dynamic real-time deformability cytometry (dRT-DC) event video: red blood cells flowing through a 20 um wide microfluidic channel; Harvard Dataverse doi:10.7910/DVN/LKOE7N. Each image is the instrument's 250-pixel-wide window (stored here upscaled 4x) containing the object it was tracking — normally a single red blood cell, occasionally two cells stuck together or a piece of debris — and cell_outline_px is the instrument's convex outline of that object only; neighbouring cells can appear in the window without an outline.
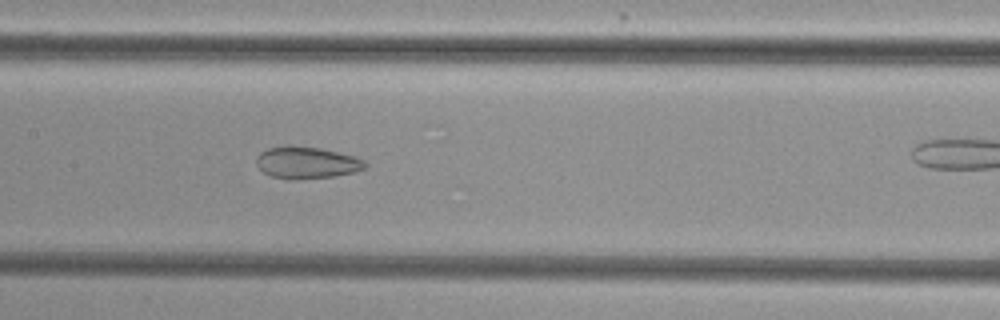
{"species": "common noctule bat (a hibernating species)", "species_latin": "Nyctalus noctula", "temperature_condition": "cold", "stored_images_in_passage": 39, "camera_frame_rate_fps": 3000, "um_per_image_px": 0.085, "animal": {"sex": "female", "body_mass_g": 29.2, "forearm_length_mm": 56.3}, "frame": {"image": 1, "passage_image": 22, "time_ms": 7.0, "image_size_px": [1000, 320], "cell_outline_px": [[368, 164], [364, 168], [352, 172], [332, 176], [292, 180], [272, 176], [264, 172], [256, 164], [256, 156], [260, 152], [268, 148], [288, 144], [320, 148], [356, 156], [364, 160]], "centroid_in_image_um": [26.04, 13.8], "position_along_channel_um": 181.4, "area_um2": 20.29}}
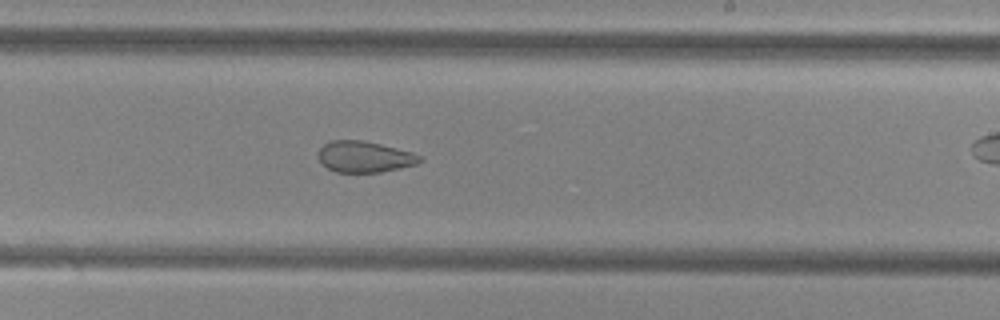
{"frame": {"image": 2, "passage_image": 28, "time_ms": 9.0, "image_size_px": [1000, 320], "cell_outline_px": [[424, 160], [416, 164], [400, 168], [380, 172], [336, 172], [328, 168], [320, 160], [320, 148], [324, 144], [332, 140], [360, 140], [380, 144], [412, 152], [420, 156]], "centroid_in_image_um": [31.01, 13.33], "position_along_channel_um": 258.0, "area_um2": 18.15}}
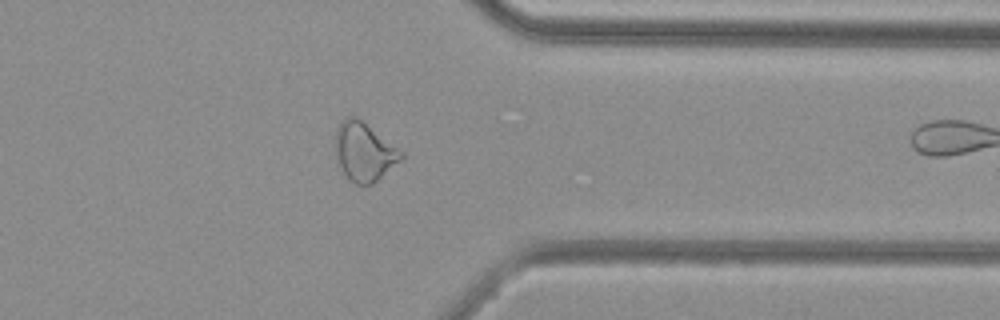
{"frame": {"image": 3, "passage_image": 38, "time_ms": 12.333, "image_size_px": [1000, 320], "cell_outline_px": [[404, 156], [400, 160], [372, 184], [356, 184], [344, 172], [336, 160], [336, 132], [344, 116], [356, 116], [404, 152]], "centroid_in_image_um": [30.95, 12.87], "position_along_channel_um": 380.4, "area_um2": 21.96}}